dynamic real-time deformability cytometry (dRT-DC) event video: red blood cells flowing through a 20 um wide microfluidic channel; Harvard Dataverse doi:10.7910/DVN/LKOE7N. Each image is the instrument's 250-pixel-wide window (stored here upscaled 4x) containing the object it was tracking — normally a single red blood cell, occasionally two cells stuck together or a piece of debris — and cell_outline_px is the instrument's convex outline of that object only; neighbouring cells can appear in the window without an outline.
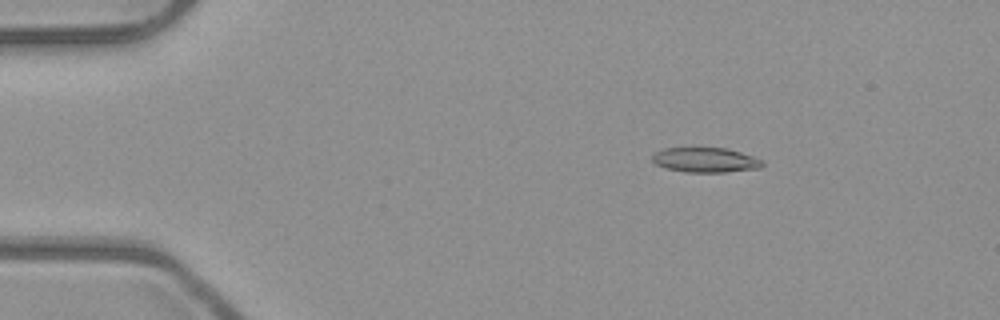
{"species": "common noctule bat (a hibernating species)", "species_latin": "Nyctalus noctula", "temperature_condition": "room temperature", "stored_images_in_passage": 52, "camera_frame_rate_fps": 3000, "um_per_image_px": 0.085, "animal": {"sex": "male", "body_mass_g": 23.1, "forearm_length_mm": 52.7}, "frame": {"image": 1, "passage_image": 8, "time_ms": 2.333, "image_size_px": [1000, 320], "cell_outline_px": [[764, 164], [760, 168], [728, 172], [684, 172], [664, 168], [656, 164], [652, 160], [652, 156], [656, 152], [664, 148], [692, 144], [724, 148], [740, 152], [764, 160]], "centroid_in_image_um": [59.91, 13.55], "position_along_channel_um": 25.1, "area_um2": 16.82}}
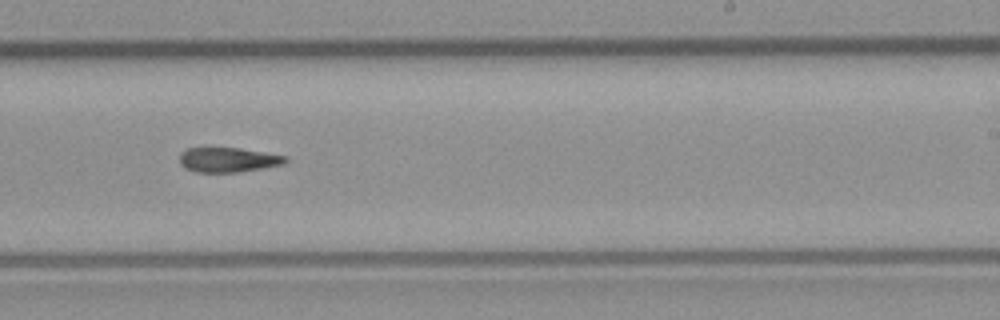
{"frame": {"image": 2, "passage_image": 32, "time_ms": 10.333, "image_size_px": [1000, 320], "cell_outline_px": [[288, 160], [284, 164], [264, 168], [236, 172], [196, 172], [184, 168], [180, 164], [180, 152], [184, 148], [240, 148], [288, 156]], "centroid_in_image_um": [19.38, 13.58], "position_along_channel_um": 269.6, "area_um2": 15.37}}
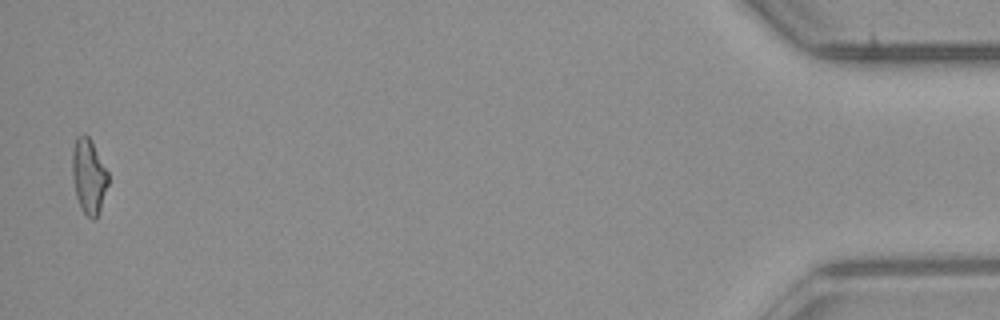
{"frame": {"image": 3, "passage_image": 51, "time_ms": 16.667, "image_size_px": [1000, 320], "cell_outline_px": [[108, 184], [100, 212], [96, 220], [92, 220], [84, 212], [76, 196], [72, 180], [72, 152], [76, 136], [84, 132], [88, 136], [108, 172]], "centroid_in_image_um": [7.54, 14.99], "position_along_channel_um": 427.7, "area_um2": 15.72}}